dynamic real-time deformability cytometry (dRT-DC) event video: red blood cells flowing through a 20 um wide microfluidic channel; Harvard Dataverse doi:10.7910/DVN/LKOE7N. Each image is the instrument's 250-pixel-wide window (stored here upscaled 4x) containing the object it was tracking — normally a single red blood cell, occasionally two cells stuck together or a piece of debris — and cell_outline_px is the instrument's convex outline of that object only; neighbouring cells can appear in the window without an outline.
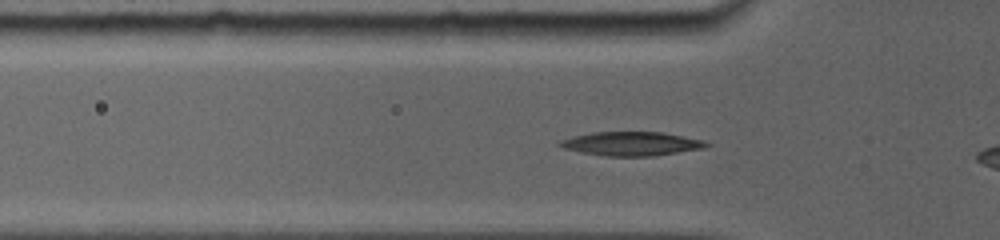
{"species": "common noctule bat (a hibernating species)", "species_latin": "Nyctalus noctula", "temperature_condition": "room temperature", "stored_images_in_passage": 10, "camera_frame_rate_fps": 5000, "um_per_image_px": 0.085, "animal": {"sex": "female", "body_mass_g": 19.0, "forearm_length_mm": 56.7}, "frame": {"image": 1, "passage_image": 6, "time_ms": 1.6, "image_size_px": [1000, 240], "cell_outline_px": [[712, 144], [704, 148], [652, 156], [608, 156], [580, 152], [564, 148], [556, 144], [560, 140], [572, 136], [592, 132], [664, 132], [704, 140]], "centroid_in_image_um": [53.67, 12.21], "position_along_channel_um": 72.1, "area_um2": 20.46}}
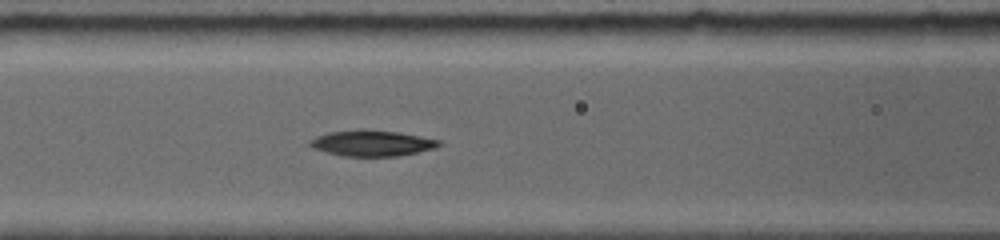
{"frame": {"image": 2, "passage_image": 9, "time_ms": 3.2, "image_size_px": [1000, 240], "cell_outline_px": [[444, 144], [436, 148], [400, 156], [344, 156], [312, 148], [308, 144], [308, 140], [316, 136], [328, 132], [400, 132], [440, 140]], "centroid_in_image_um": [31.67, 12.21], "position_along_channel_um": 134.9, "area_um2": 18.79}}